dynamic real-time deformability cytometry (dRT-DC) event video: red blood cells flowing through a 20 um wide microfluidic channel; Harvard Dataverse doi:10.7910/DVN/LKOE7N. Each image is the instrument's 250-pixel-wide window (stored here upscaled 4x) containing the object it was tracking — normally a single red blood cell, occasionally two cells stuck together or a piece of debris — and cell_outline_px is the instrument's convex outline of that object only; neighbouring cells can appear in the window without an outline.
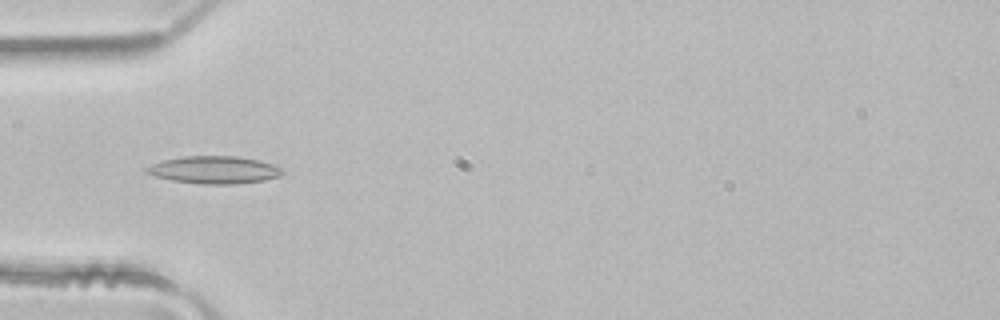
{"species": "common noctule bat (a hibernating species)", "species_latin": "Nyctalus noctula", "temperature_condition": "room temperature", "stored_images_in_passage": 3, "camera_frame_rate_fps": 3000, "um_per_image_px": 0.085, "animal": {"sex": "male", "body_mass_g": 21.5, "forearm_length_mm": 52.0}, "frame": {"image": 1, "passage_image": 3, "time_ms": 0.667, "image_size_px": [1000, 320], "cell_outline_px": [[284, 172], [280, 176], [264, 180], [236, 184], [200, 184], [172, 180], [156, 176], [144, 172], [144, 168], [160, 160], [184, 156], [236, 156], [260, 160], [272, 164], [280, 168]], "centroid_in_image_um": [18.18, 14.43], "position_along_channel_um": 66.8, "area_um2": 21.85}}